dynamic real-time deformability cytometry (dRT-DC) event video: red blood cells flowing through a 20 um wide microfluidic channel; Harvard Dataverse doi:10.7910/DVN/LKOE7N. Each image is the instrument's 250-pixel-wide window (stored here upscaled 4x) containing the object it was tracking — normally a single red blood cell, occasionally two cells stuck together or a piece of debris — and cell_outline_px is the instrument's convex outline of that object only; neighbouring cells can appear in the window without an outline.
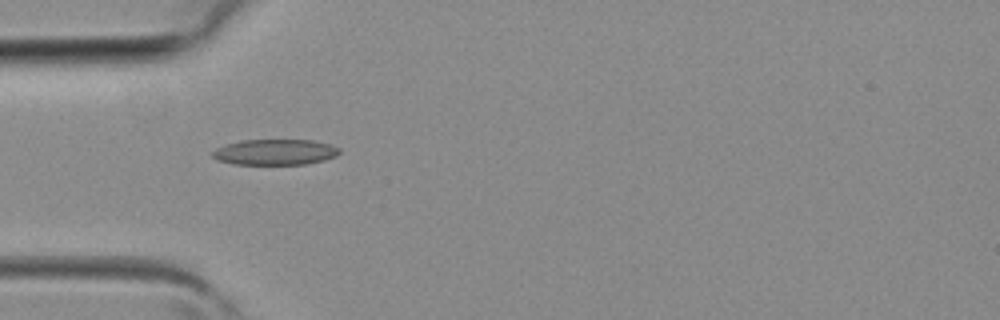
{"species": "common noctule bat (a hibernating species)", "species_latin": "Nyctalus noctula", "temperature_condition": "room temperature", "stored_images_in_passage": 3, "camera_frame_rate_fps": 3000, "um_per_image_px": 0.085, "animal": {"sex": "female", "body_mass_g": 19.3, "forearm_length_mm": 54.1}, "frame": {"image": 1, "passage_image": 3, "time_ms": 0.667, "image_size_px": [1000, 320], "cell_outline_px": [[340, 152], [336, 156], [324, 160], [304, 164], [236, 164], [216, 160], [212, 156], [212, 152], [216, 148], [228, 144], [244, 140], [312, 140], [332, 144], [340, 148]], "centroid_in_image_um": [23.41, 12.92], "position_along_channel_um": 61.6, "area_um2": 18.96}}